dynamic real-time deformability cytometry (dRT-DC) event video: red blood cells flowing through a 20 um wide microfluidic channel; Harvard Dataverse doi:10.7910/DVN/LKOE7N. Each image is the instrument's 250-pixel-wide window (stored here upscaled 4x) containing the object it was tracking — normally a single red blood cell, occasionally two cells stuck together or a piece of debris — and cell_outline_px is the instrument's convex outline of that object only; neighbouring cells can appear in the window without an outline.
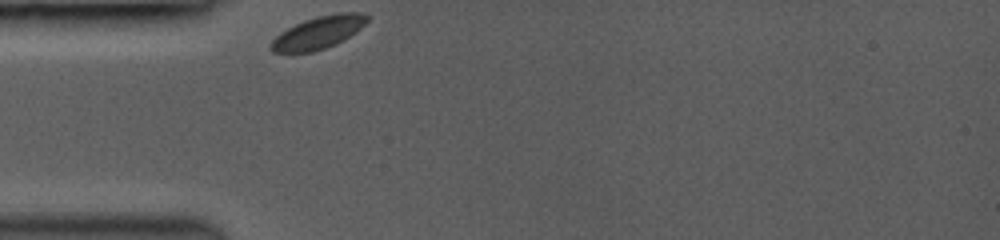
{"species": "common noctule bat (a hibernating species)", "species_latin": "Nyctalus noctula", "temperature_condition": "room temperature", "stored_images_in_passage": 24, "camera_frame_rate_fps": 3000, "um_per_image_px": 0.085, "animal": {"sex": "female", "body_mass_g": 19.0, "forearm_length_mm": 53.3}, "frame": {"image": 1, "passage_image": 1, "time_ms": 0.0, "image_size_px": [1000, 240], "cell_outline_px": [[368, 20], [356, 32], [324, 48], [312, 52], [272, 52], [268, 48], [268, 44], [280, 32], [304, 20], [316, 16], [340, 12], [364, 12], [368, 16]], "centroid_in_image_um": [27.02, 2.75], "position_along_channel_um": 58.0, "area_um2": 18.03}}
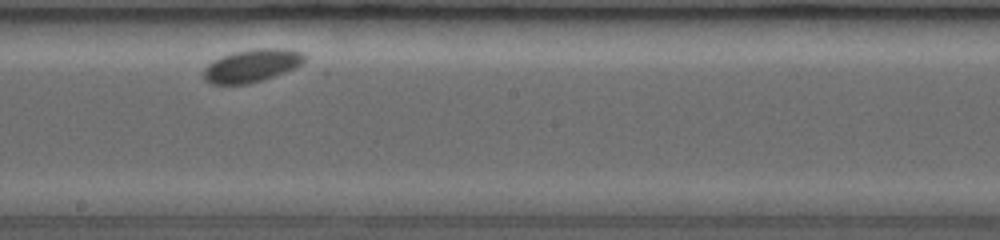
{"frame": {"image": 2, "passage_image": 14, "time_ms": 4.667, "image_size_px": [1000, 240], "cell_outline_px": [[304, 60], [296, 68], [248, 84], [208, 84], [204, 80], [204, 68], [212, 60], [232, 52], [260, 48], [288, 48], [300, 52], [304, 56]], "centroid_in_image_um": [21.36, 5.57], "position_along_channel_um": 226.8, "area_um2": 19.19}}
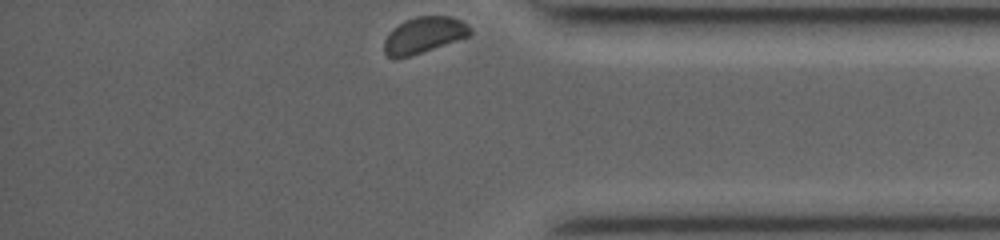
{"frame": {"image": 3, "passage_image": 24, "time_ms": 9.333, "image_size_px": [1000, 240], "cell_outline_px": [[472, 32], [468, 36], [408, 56], [388, 56], [384, 52], [384, 40], [388, 32], [404, 20], [416, 16], [448, 16], [460, 20], [468, 24], [472, 28]], "centroid_in_image_um": [36.02, 2.94], "position_along_channel_um": 399.2, "area_um2": 17.69}, "authors_computed_cell_mechanics": {"area_um2": 18.207, "velocity_mm_per_s": 3.7151, "shape_relaxation_time_tau1_ms": 1.0096, "shape_relaxation_time_tau2_ms": null, "deformation_change_tau1": 0.0364, "deformation_change_tau2": null}}